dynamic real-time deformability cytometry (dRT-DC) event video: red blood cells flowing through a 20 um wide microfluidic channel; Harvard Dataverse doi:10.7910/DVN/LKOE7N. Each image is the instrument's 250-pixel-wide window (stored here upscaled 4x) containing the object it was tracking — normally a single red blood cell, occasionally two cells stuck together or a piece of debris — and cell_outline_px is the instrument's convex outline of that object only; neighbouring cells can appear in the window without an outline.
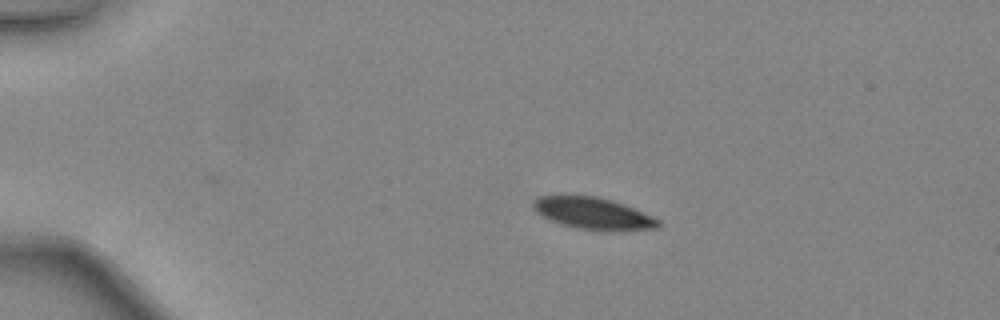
{"species": "common noctule bat (a hibernating species)", "species_latin": "Nyctalus noctula", "temperature_condition": "warm", "stored_images_in_passage": 34, "camera_frame_rate_fps": 3000, "um_per_image_px": 0.085, "animal": {"sex": "female", "body_mass_g": 24.6, "forearm_length_mm": 56.2}, "frame": {"image": 1, "passage_image": 1, "time_ms": 0.0, "image_size_px": [1000, 320], "cell_outline_px": [[660, 228], [580, 228], [560, 224], [536, 212], [532, 204], [540, 196], [596, 196], [612, 200], [624, 204], [652, 216], [660, 220]], "centroid_in_image_um": [50.39, 18.09], "position_along_channel_um": 34.6, "area_um2": 21.91}}
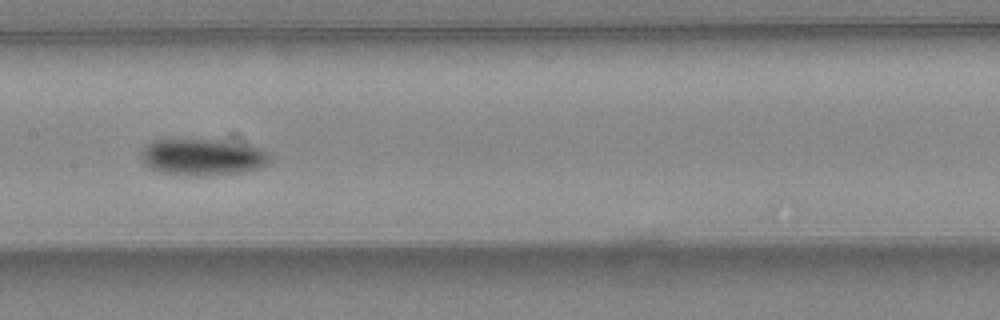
{"frame": {"image": 2, "passage_image": 16, "time_ms": 5.0, "image_size_px": [1000, 320], "cell_outline_px": [[268, 164], [260, 168], [244, 172], [196, 176], [192, 176], [164, 172], [152, 168], [144, 164], [140, 160], [140, 152], [152, 140], [216, 140], [260, 148], [268, 156]], "centroid_in_image_um": [17.17, 13.36], "position_along_channel_um": 190.2, "area_um2": 26.93}}
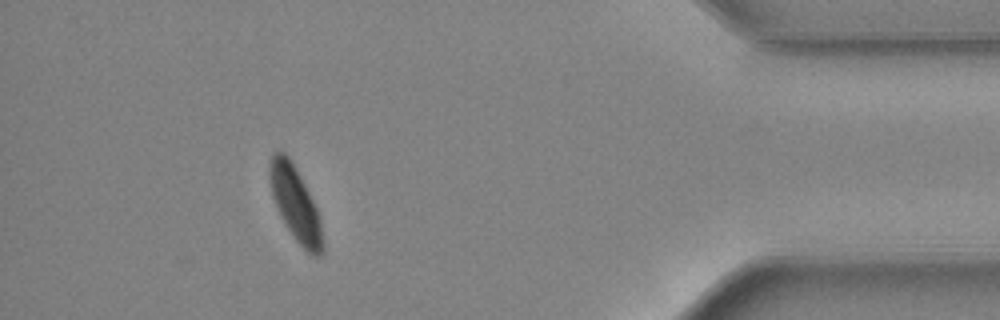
{"frame": {"image": 3, "passage_image": 34, "time_ms": 11.0, "image_size_px": [1000, 320], "cell_outline_px": [[324, 252], [320, 256], [312, 256], [292, 236], [284, 224], [280, 216], [272, 196], [268, 176], [268, 164], [272, 156], [280, 148], [288, 156], [296, 168], [316, 208], [320, 220], [324, 240]], "centroid_in_image_um": [25.09, 17.33], "position_along_channel_um": 410.1, "area_um2": 23.06}, "authors_computed_cell_mechanics": {"area_um2": 25.2297, "velocity_mm_per_s": 4.4202, "shape_relaxation_time_tau1_ms": 2.0838, "shape_relaxation_time_tau2_ms": null, "deformation_change_tau1": 0.1038, "deformation_change_tau2": null}}